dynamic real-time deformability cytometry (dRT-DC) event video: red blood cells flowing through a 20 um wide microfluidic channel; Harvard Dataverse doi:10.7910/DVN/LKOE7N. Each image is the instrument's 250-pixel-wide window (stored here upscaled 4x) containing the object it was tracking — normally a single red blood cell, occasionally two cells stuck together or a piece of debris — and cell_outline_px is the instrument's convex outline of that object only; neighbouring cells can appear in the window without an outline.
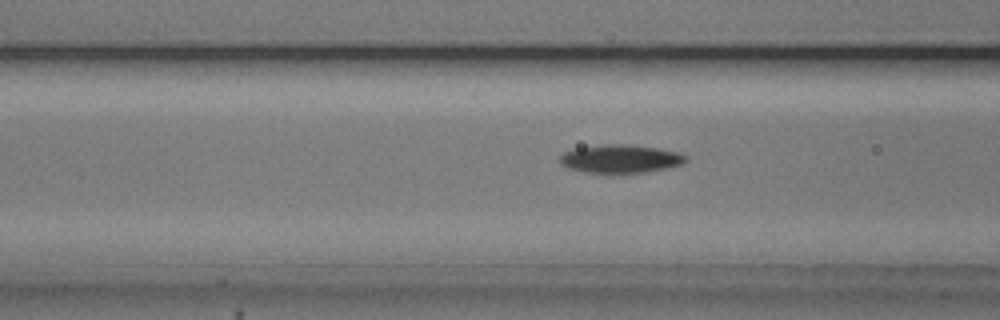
{"species": "common noctule bat (a hibernating species)", "species_latin": "Nyctalus noctula", "temperature_condition": "cold", "stored_images_in_passage": 47, "camera_frame_rate_fps": 3000, "um_per_image_px": 0.085, "animal": {"sex": "male", "body_mass_g": 20.5, "forearm_length_mm": 52.5}, "frame": {"image": 1, "passage_image": 14, "time_ms": 4.333, "image_size_px": [1000, 320], "cell_outline_px": [[688, 160], [684, 164], [644, 172], [584, 172], [568, 168], [560, 164], [560, 156], [564, 152], [576, 148], [600, 144], [620, 144], [656, 148], [676, 152], [688, 156]], "centroid_in_image_um": [52.72, 13.49], "position_along_channel_um": 113.9, "area_um2": 20.46}}
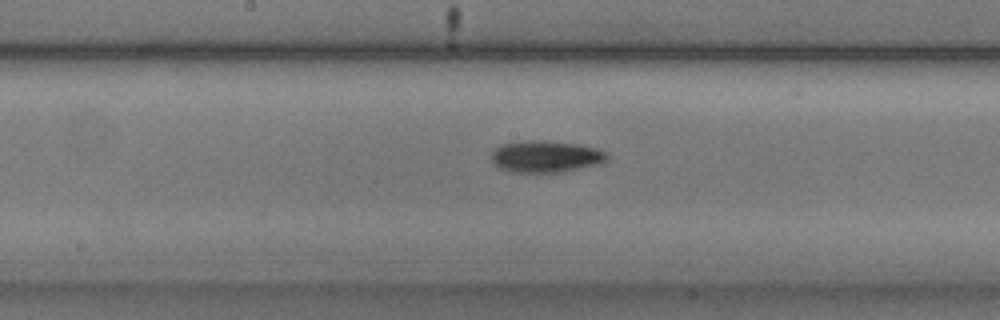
{"frame": {"image": 2, "passage_image": 21, "time_ms": 6.667, "image_size_px": [1000, 320], "cell_outline_px": [[608, 160], [604, 164], [564, 172], [512, 172], [500, 168], [492, 160], [492, 152], [500, 144], [528, 140], [540, 140], [580, 144], [596, 148], [608, 152]], "centroid_in_image_um": [46.48, 13.31], "position_along_channel_um": 201.7, "area_um2": 21.73}}
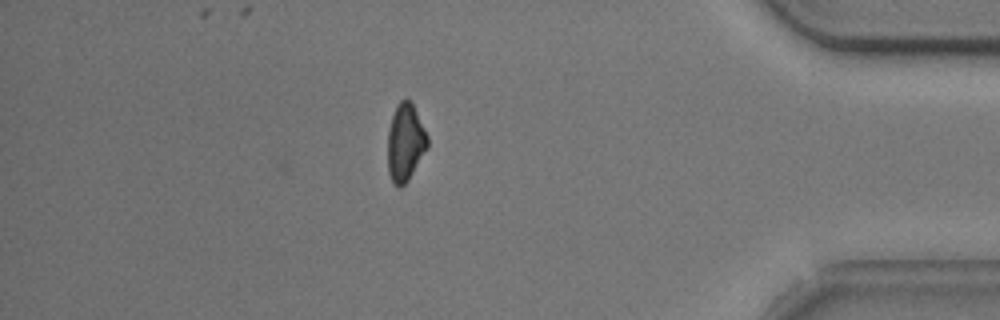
{"frame": {"image": 3, "passage_image": 40, "time_ms": 13.0, "image_size_px": [1000, 320], "cell_outline_px": [[428, 148], [408, 180], [400, 188], [396, 188], [388, 172], [388, 132], [392, 116], [396, 104], [400, 100], [412, 100], [428, 136]], "centroid_in_image_um": [34.46, 12.1], "position_along_channel_um": 400.7, "area_um2": 18.15}, "authors_computed_cell_mechanics": {"area_um2": 19.5364, "velocity_mm_per_s": 3.75, "shape_relaxation_time_tau1_ms": 2.1153, "shape_relaxation_time_tau2_ms": null, "deformation_change_tau1": 0.1184, "deformation_change_tau2": null}}